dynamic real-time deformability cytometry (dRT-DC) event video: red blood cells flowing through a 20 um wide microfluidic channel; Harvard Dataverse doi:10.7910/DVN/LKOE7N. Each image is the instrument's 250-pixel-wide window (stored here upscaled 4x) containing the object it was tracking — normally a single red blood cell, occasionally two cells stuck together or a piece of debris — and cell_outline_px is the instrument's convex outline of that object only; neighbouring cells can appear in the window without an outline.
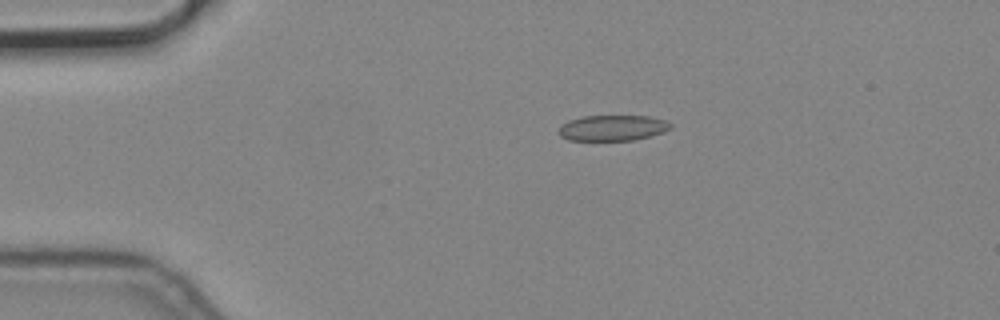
{"species": "common noctule bat (a hibernating species)", "species_latin": "Nyctalus noctula", "temperature_condition": "cold", "stored_images_in_passage": 4, "camera_frame_rate_fps": 3000, "um_per_image_px": 0.085, "animal": {"sex": "male", "body_mass_g": 19.2, "forearm_length_mm": 51.8}, "frame": {"image": 1, "passage_image": 2, "time_ms": 0.333, "image_size_px": [1000, 320], "cell_outline_px": [[672, 128], [664, 132], [632, 140], [568, 140], [560, 136], [560, 128], [568, 120], [580, 116], [648, 116], [664, 120], [672, 124]], "centroid_in_image_um": [52.08, 10.86], "position_along_channel_um": 32.9, "area_um2": 16.59}}
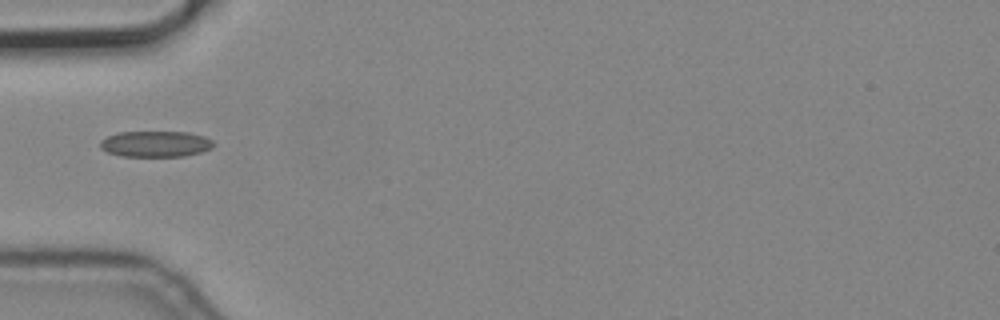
{"frame": {"image": 2, "passage_image": 4, "time_ms": 1.0, "image_size_px": [1000, 320], "cell_outline_px": [[216, 144], [212, 148], [200, 152], [184, 156], [120, 156], [108, 152], [100, 148], [100, 140], [116, 132], [188, 132], [204, 136], [212, 140]], "centroid_in_image_um": [13.22, 12.23], "position_along_channel_um": 71.8, "area_um2": 17.22}}